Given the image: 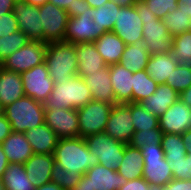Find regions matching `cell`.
Segmentation results:
<instances>
[{
    "label": "cell",
    "mask_w": 191,
    "mask_h": 190,
    "mask_svg": "<svg viewBox=\"0 0 191 190\" xmlns=\"http://www.w3.org/2000/svg\"><path fill=\"white\" fill-rule=\"evenodd\" d=\"M55 163L66 172L85 174L92 166L98 165V157L90 153L85 138H60L53 153Z\"/></svg>",
    "instance_id": "cell-1"
},
{
    "label": "cell",
    "mask_w": 191,
    "mask_h": 190,
    "mask_svg": "<svg viewBox=\"0 0 191 190\" xmlns=\"http://www.w3.org/2000/svg\"><path fill=\"white\" fill-rule=\"evenodd\" d=\"M44 62L54 84L68 81L77 75L76 44L63 41L47 43Z\"/></svg>",
    "instance_id": "cell-2"
},
{
    "label": "cell",
    "mask_w": 191,
    "mask_h": 190,
    "mask_svg": "<svg viewBox=\"0 0 191 190\" xmlns=\"http://www.w3.org/2000/svg\"><path fill=\"white\" fill-rule=\"evenodd\" d=\"M135 7L143 22V43L150 55L169 53L173 49V37L164 22L158 19L149 8L139 0Z\"/></svg>",
    "instance_id": "cell-3"
},
{
    "label": "cell",
    "mask_w": 191,
    "mask_h": 190,
    "mask_svg": "<svg viewBox=\"0 0 191 190\" xmlns=\"http://www.w3.org/2000/svg\"><path fill=\"white\" fill-rule=\"evenodd\" d=\"M92 100V94L85 80L74 75L61 84H54L44 108L80 109Z\"/></svg>",
    "instance_id": "cell-4"
},
{
    "label": "cell",
    "mask_w": 191,
    "mask_h": 190,
    "mask_svg": "<svg viewBox=\"0 0 191 190\" xmlns=\"http://www.w3.org/2000/svg\"><path fill=\"white\" fill-rule=\"evenodd\" d=\"M3 115L10 122L13 132L24 133L28 129L45 123L44 104L35 101L29 96H23L19 100L3 107Z\"/></svg>",
    "instance_id": "cell-5"
},
{
    "label": "cell",
    "mask_w": 191,
    "mask_h": 190,
    "mask_svg": "<svg viewBox=\"0 0 191 190\" xmlns=\"http://www.w3.org/2000/svg\"><path fill=\"white\" fill-rule=\"evenodd\" d=\"M143 157V178L158 190L173 179V173L165 159L162 145H145Z\"/></svg>",
    "instance_id": "cell-6"
},
{
    "label": "cell",
    "mask_w": 191,
    "mask_h": 190,
    "mask_svg": "<svg viewBox=\"0 0 191 190\" xmlns=\"http://www.w3.org/2000/svg\"><path fill=\"white\" fill-rule=\"evenodd\" d=\"M90 153L98 157L99 164L117 170L124 157L125 143L111 138L104 132L85 138Z\"/></svg>",
    "instance_id": "cell-7"
},
{
    "label": "cell",
    "mask_w": 191,
    "mask_h": 190,
    "mask_svg": "<svg viewBox=\"0 0 191 190\" xmlns=\"http://www.w3.org/2000/svg\"><path fill=\"white\" fill-rule=\"evenodd\" d=\"M113 106L110 103L91 100L82 108L77 109L79 137L86 138L89 135L104 132Z\"/></svg>",
    "instance_id": "cell-8"
},
{
    "label": "cell",
    "mask_w": 191,
    "mask_h": 190,
    "mask_svg": "<svg viewBox=\"0 0 191 190\" xmlns=\"http://www.w3.org/2000/svg\"><path fill=\"white\" fill-rule=\"evenodd\" d=\"M47 43L29 41L25 46L8 56L1 67L17 73H22L44 63Z\"/></svg>",
    "instance_id": "cell-9"
},
{
    "label": "cell",
    "mask_w": 191,
    "mask_h": 190,
    "mask_svg": "<svg viewBox=\"0 0 191 190\" xmlns=\"http://www.w3.org/2000/svg\"><path fill=\"white\" fill-rule=\"evenodd\" d=\"M126 181L117 170L98 164L87 170L71 190H119Z\"/></svg>",
    "instance_id": "cell-10"
},
{
    "label": "cell",
    "mask_w": 191,
    "mask_h": 190,
    "mask_svg": "<svg viewBox=\"0 0 191 190\" xmlns=\"http://www.w3.org/2000/svg\"><path fill=\"white\" fill-rule=\"evenodd\" d=\"M92 14L93 8H88L87 12L77 17H69L63 42L73 44L95 42L103 35L105 31L99 30L97 23L93 21Z\"/></svg>",
    "instance_id": "cell-11"
},
{
    "label": "cell",
    "mask_w": 191,
    "mask_h": 190,
    "mask_svg": "<svg viewBox=\"0 0 191 190\" xmlns=\"http://www.w3.org/2000/svg\"><path fill=\"white\" fill-rule=\"evenodd\" d=\"M39 12L44 43L63 41L69 21L67 11L47 2L39 6Z\"/></svg>",
    "instance_id": "cell-12"
},
{
    "label": "cell",
    "mask_w": 191,
    "mask_h": 190,
    "mask_svg": "<svg viewBox=\"0 0 191 190\" xmlns=\"http://www.w3.org/2000/svg\"><path fill=\"white\" fill-rule=\"evenodd\" d=\"M21 77L25 96L41 103L48 99L53 90L54 81L49 75L45 62L22 72Z\"/></svg>",
    "instance_id": "cell-13"
},
{
    "label": "cell",
    "mask_w": 191,
    "mask_h": 190,
    "mask_svg": "<svg viewBox=\"0 0 191 190\" xmlns=\"http://www.w3.org/2000/svg\"><path fill=\"white\" fill-rule=\"evenodd\" d=\"M135 128L132 122L130 103H117L111 109L104 133L122 143L129 144Z\"/></svg>",
    "instance_id": "cell-14"
},
{
    "label": "cell",
    "mask_w": 191,
    "mask_h": 190,
    "mask_svg": "<svg viewBox=\"0 0 191 190\" xmlns=\"http://www.w3.org/2000/svg\"><path fill=\"white\" fill-rule=\"evenodd\" d=\"M44 120L59 139L79 137L77 109L45 108Z\"/></svg>",
    "instance_id": "cell-15"
},
{
    "label": "cell",
    "mask_w": 191,
    "mask_h": 190,
    "mask_svg": "<svg viewBox=\"0 0 191 190\" xmlns=\"http://www.w3.org/2000/svg\"><path fill=\"white\" fill-rule=\"evenodd\" d=\"M142 26L143 22L138 15L135 5H133L119 9L112 32L120 37L125 45H131L137 40L143 39Z\"/></svg>",
    "instance_id": "cell-16"
},
{
    "label": "cell",
    "mask_w": 191,
    "mask_h": 190,
    "mask_svg": "<svg viewBox=\"0 0 191 190\" xmlns=\"http://www.w3.org/2000/svg\"><path fill=\"white\" fill-rule=\"evenodd\" d=\"M13 13L18 22L19 31L27 35L30 41L44 42L43 27L39 18V6H33L25 2H15Z\"/></svg>",
    "instance_id": "cell-17"
},
{
    "label": "cell",
    "mask_w": 191,
    "mask_h": 190,
    "mask_svg": "<svg viewBox=\"0 0 191 190\" xmlns=\"http://www.w3.org/2000/svg\"><path fill=\"white\" fill-rule=\"evenodd\" d=\"M191 108L179 98L158 118L163 133L181 135L189 129Z\"/></svg>",
    "instance_id": "cell-18"
},
{
    "label": "cell",
    "mask_w": 191,
    "mask_h": 190,
    "mask_svg": "<svg viewBox=\"0 0 191 190\" xmlns=\"http://www.w3.org/2000/svg\"><path fill=\"white\" fill-rule=\"evenodd\" d=\"M53 154H33L25 163L24 169L34 187H40L51 181Z\"/></svg>",
    "instance_id": "cell-19"
},
{
    "label": "cell",
    "mask_w": 191,
    "mask_h": 190,
    "mask_svg": "<svg viewBox=\"0 0 191 190\" xmlns=\"http://www.w3.org/2000/svg\"><path fill=\"white\" fill-rule=\"evenodd\" d=\"M76 57L78 76H90L98 70H103L107 67L94 42L76 44Z\"/></svg>",
    "instance_id": "cell-20"
},
{
    "label": "cell",
    "mask_w": 191,
    "mask_h": 190,
    "mask_svg": "<svg viewBox=\"0 0 191 190\" xmlns=\"http://www.w3.org/2000/svg\"><path fill=\"white\" fill-rule=\"evenodd\" d=\"M80 77H82L88 85L92 94V100L102 101L113 105L117 104L110 80L109 66L103 70H98L90 76Z\"/></svg>",
    "instance_id": "cell-21"
},
{
    "label": "cell",
    "mask_w": 191,
    "mask_h": 190,
    "mask_svg": "<svg viewBox=\"0 0 191 190\" xmlns=\"http://www.w3.org/2000/svg\"><path fill=\"white\" fill-rule=\"evenodd\" d=\"M109 71L116 103H132L133 72L119 63L110 65Z\"/></svg>",
    "instance_id": "cell-22"
},
{
    "label": "cell",
    "mask_w": 191,
    "mask_h": 190,
    "mask_svg": "<svg viewBox=\"0 0 191 190\" xmlns=\"http://www.w3.org/2000/svg\"><path fill=\"white\" fill-rule=\"evenodd\" d=\"M34 154H53L58 137L45 123L24 132Z\"/></svg>",
    "instance_id": "cell-23"
},
{
    "label": "cell",
    "mask_w": 191,
    "mask_h": 190,
    "mask_svg": "<svg viewBox=\"0 0 191 190\" xmlns=\"http://www.w3.org/2000/svg\"><path fill=\"white\" fill-rule=\"evenodd\" d=\"M25 96L21 73L0 66V105L5 107Z\"/></svg>",
    "instance_id": "cell-24"
},
{
    "label": "cell",
    "mask_w": 191,
    "mask_h": 190,
    "mask_svg": "<svg viewBox=\"0 0 191 190\" xmlns=\"http://www.w3.org/2000/svg\"><path fill=\"white\" fill-rule=\"evenodd\" d=\"M1 146L7 155L9 164H24L34 154L25 134L20 132L12 131L1 143Z\"/></svg>",
    "instance_id": "cell-25"
},
{
    "label": "cell",
    "mask_w": 191,
    "mask_h": 190,
    "mask_svg": "<svg viewBox=\"0 0 191 190\" xmlns=\"http://www.w3.org/2000/svg\"><path fill=\"white\" fill-rule=\"evenodd\" d=\"M178 98L179 93L169 85L159 84L156 91L140 103L145 110L159 118Z\"/></svg>",
    "instance_id": "cell-26"
},
{
    "label": "cell",
    "mask_w": 191,
    "mask_h": 190,
    "mask_svg": "<svg viewBox=\"0 0 191 190\" xmlns=\"http://www.w3.org/2000/svg\"><path fill=\"white\" fill-rule=\"evenodd\" d=\"M94 43L97 51L105 60L107 66L120 62L124 52L125 43L114 32H105Z\"/></svg>",
    "instance_id": "cell-27"
},
{
    "label": "cell",
    "mask_w": 191,
    "mask_h": 190,
    "mask_svg": "<svg viewBox=\"0 0 191 190\" xmlns=\"http://www.w3.org/2000/svg\"><path fill=\"white\" fill-rule=\"evenodd\" d=\"M178 63L172 58L171 53L150 55L146 71L158 84H166V79L172 74Z\"/></svg>",
    "instance_id": "cell-28"
},
{
    "label": "cell",
    "mask_w": 191,
    "mask_h": 190,
    "mask_svg": "<svg viewBox=\"0 0 191 190\" xmlns=\"http://www.w3.org/2000/svg\"><path fill=\"white\" fill-rule=\"evenodd\" d=\"M150 54L143 40H137L134 44L125 45L119 64L133 73L146 70Z\"/></svg>",
    "instance_id": "cell-29"
},
{
    "label": "cell",
    "mask_w": 191,
    "mask_h": 190,
    "mask_svg": "<svg viewBox=\"0 0 191 190\" xmlns=\"http://www.w3.org/2000/svg\"><path fill=\"white\" fill-rule=\"evenodd\" d=\"M117 172L127 181L143 177V157L141 150L126 144L124 157Z\"/></svg>",
    "instance_id": "cell-30"
},
{
    "label": "cell",
    "mask_w": 191,
    "mask_h": 190,
    "mask_svg": "<svg viewBox=\"0 0 191 190\" xmlns=\"http://www.w3.org/2000/svg\"><path fill=\"white\" fill-rule=\"evenodd\" d=\"M0 180L5 190H35L21 163L9 164Z\"/></svg>",
    "instance_id": "cell-31"
},
{
    "label": "cell",
    "mask_w": 191,
    "mask_h": 190,
    "mask_svg": "<svg viewBox=\"0 0 191 190\" xmlns=\"http://www.w3.org/2000/svg\"><path fill=\"white\" fill-rule=\"evenodd\" d=\"M158 85L146 70L133 73L132 103L144 101L156 91Z\"/></svg>",
    "instance_id": "cell-32"
},
{
    "label": "cell",
    "mask_w": 191,
    "mask_h": 190,
    "mask_svg": "<svg viewBox=\"0 0 191 190\" xmlns=\"http://www.w3.org/2000/svg\"><path fill=\"white\" fill-rule=\"evenodd\" d=\"M162 21L173 38L185 31L191 30V17L183 9V4L178 5L176 10L168 12Z\"/></svg>",
    "instance_id": "cell-33"
},
{
    "label": "cell",
    "mask_w": 191,
    "mask_h": 190,
    "mask_svg": "<svg viewBox=\"0 0 191 190\" xmlns=\"http://www.w3.org/2000/svg\"><path fill=\"white\" fill-rule=\"evenodd\" d=\"M121 7L113 2H106L98 8H93V21L97 23L99 30L112 31Z\"/></svg>",
    "instance_id": "cell-34"
},
{
    "label": "cell",
    "mask_w": 191,
    "mask_h": 190,
    "mask_svg": "<svg viewBox=\"0 0 191 190\" xmlns=\"http://www.w3.org/2000/svg\"><path fill=\"white\" fill-rule=\"evenodd\" d=\"M170 53L178 64L191 68V30L173 38V49Z\"/></svg>",
    "instance_id": "cell-35"
},
{
    "label": "cell",
    "mask_w": 191,
    "mask_h": 190,
    "mask_svg": "<svg viewBox=\"0 0 191 190\" xmlns=\"http://www.w3.org/2000/svg\"><path fill=\"white\" fill-rule=\"evenodd\" d=\"M130 110L135 131L160 129L158 117L145 110L141 103H130Z\"/></svg>",
    "instance_id": "cell-36"
},
{
    "label": "cell",
    "mask_w": 191,
    "mask_h": 190,
    "mask_svg": "<svg viewBox=\"0 0 191 190\" xmlns=\"http://www.w3.org/2000/svg\"><path fill=\"white\" fill-rule=\"evenodd\" d=\"M29 41L27 35L19 30L10 35L0 37V64Z\"/></svg>",
    "instance_id": "cell-37"
},
{
    "label": "cell",
    "mask_w": 191,
    "mask_h": 190,
    "mask_svg": "<svg viewBox=\"0 0 191 190\" xmlns=\"http://www.w3.org/2000/svg\"><path fill=\"white\" fill-rule=\"evenodd\" d=\"M165 159H177L187 156V150L182 135L164 133L161 142Z\"/></svg>",
    "instance_id": "cell-38"
},
{
    "label": "cell",
    "mask_w": 191,
    "mask_h": 190,
    "mask_svg": "<svg viewBox=\"0 0 191 190\" xmlns=\"http://www.w3.org/2000/svg\"><path fill=\"white\" fill-rule=\"evenodd\" d=\"M83 174L66 172L59 164L54 163L51 172V181L64 190H71L81 180Z\"/></svg>",
    "instance_id": "cell-39"
},
{
    "label": "cell",
    "mask_w": 191,
    "mask_h": 190,
    "mask_svg": "<svg viewBox=\"0 0 191 190\" xmlns=\"http://www.w3.org/2000/svg\"><path fill=\"white\" fill-rule=\"evenodd\" d=\"M166 84L180 94L191 85V68L188 69L178 64L166 79Z\"/></svg>",
    "instance_id": "cell-40"
},
{
    "label": "cell",
    "mask_w": 191,
    "mask_h": 190,
    "mask_svg": "<svg viewBox=\"0 0 191 190\" xmlns=\"http://www.w3.org/2000/svg\"><path fill=\"white\" fill-rule=\"evenodd\" d=\"M163 134L161 129L135 131L129 144L138 149L145 145H161Z\"/></svg>",
    "instance_id": "cell-41"
},
{
    "label": "cell",
    "mask_w": 191,
    "mask_h": 190,
    "mask_svg": "<svg viewBox=\"0 0 191 190\" xmlns=\"http://www.w3.org/2000/svg\"><path fill=\"white\" fill-rule=\"evenodd\" d=\"M173 173V179L191 180V153L177 159H166Z\"/></svg>",
    "instance_id": "cell-42"
},
{
    "label": "cell",
    "mask_w": 191,
    "mask_h": 190,
    "mask_svg": "<svg viewBox=\"0 0 191 190\" xmlns=\"http://www.w3.org/2000/svg\"><path fill=\"white\" fill-rule=\"evenodd\" d=\"M155 16L162 20L168 12L178 8L177 0H141Z\"/></svg>",
    "instance_id": "cell-43"
},
{
    "label": "cell",
    "mask_w": 191,
    "mask_h": 190,
    "mask_svg": "<svg viewBox=\"0 0 191 190\" xmlns=\"http://www.w3.org/2000/svg\"><path fill=\"white\" fill-rule=\"evenodd\" d=\"M18 22L13 12L0 15V37L17 32Z\"/></svg>",
    "instance_id": "cell-44"
},
{
    "label": "cell",
    "mask_w": 191,
    "mask_h": 190,
    "mask_svg": "<svg viewBox=\"0 0 191 190\" xmlns=\"http://www.w3.org/2000/svg\"><path fill=\"white\" fill-rule=\"evenodd\" d=\"M119 190H158L155 186L150 185L143 177L126 181Z\"/></svg>",
    "instance_id": "cell-45"
},
{
    "label": "cell",
    "mask_w": 191,
    "mask_h": 190,
    "mask_svg": "<svg viewBox=\"0 0 191 190\" xmlns=\"http://www.w3.org/2000/svg\"><path fill=\"white\" fill-rule=\"evenodd\" d=\"M159 190H191V180L172 179L168 184Z\"/></svg>",
    "instance_id": "cell-46"
},
{
    "label": "cell",
    "mask_w": 191,
    "mask_h": 190,
    "mask_svg": "<svg viewBox=\"0 0 191 190\" xmlns=\"http://www.w3.org/2000/svg\"><path fill=\"white\" fill-rule=\"evenodd\" d=\"M88 8H91V6L85 0H76L73 7H67L66 11L69 17H77L87 12Z\"/></svg>",
    "instance_id": "cell-47"
},
{
    "label": "cell",
    "mask_w": 191,
    "mask_h": 190,
    "mask_svg": "<svg viewBox=\"0 0 191 190\" xmlns=\"http://www.w3.org/2000/svg\"><path fill=\"white\" fill-rule=\"evenodd\" d=\"M12 132L10 122L7 118L1 114L0 115V144L5 140V138Z\"/></svg>",
    "instance_id": "cell-48"
},
{
    "label": "cell",
    "mask_w": 191,
    "mask_h": 190,
    "mask_svg": "<svg viewBox=\"0 0 191 190\" xmlns=\"http://www.w3.org/2000/svg\"><path fill=\"white\" fill-rule=\"evenodd\" d=\"M14 0H0V15L13 12Z\"/></svg>",
    "instance_id": "cell-49"
},
{
    "label": "cell",
    "mask_w": 191,
    "mask_h": 190,
    "mask_svg": "<svg viewBox=\"0 0 191 190\" xmlns=\"http://www.w3.org/2000/svg\"><path fill=\"white\" fill-rule=\"evenodd\" d=\"M8 166H9V160L0 144V178L4 174V171L6 170Z\"/></svg>",
    "instance_id": "cell-50"
},
{
    "label": "cell",
    "mask_w": 191,
    "mask_h": 190,
    "mask_svg": "<svg viewBox=\"0 0 191 190\" xmlns=\"http://www.w3.org/2000/svg\"><path fill=\"white\" fill-rule=\"evenodd\" d=\"M48 2L66 10L67 7H73L76 0H48Z\"/></svg>",
    "instance_id": "cell-51"
},
{
    "label": "cell",
    "mask_w": 191,
    "mask_h": 190,
    "mask_svg": "<svg viewBox=\"0 0 191 190\" xmlns=\"http://www.w3.org/2000/svg\"><path fill=\"white\" fill-rule=\"evenodd\" d=\"M179 99L191 108V85L179 94Z\"/></svg>",
    "instance_id": "cell-52"
},
{
    "label": "cell",
    "mask_w": 191,
    "mask_h": 190,
    "mask_svg": "<svg viewBox=\"0 0 191 190\" xmlns=\"http://www.w3.org/2000/svg\"><path fill=\"white\" fill-rule=\"evenodd\" d=\"M181 135L185 143L187 153H191V129L186 130Z\"/></svg>",
    "instance_id": "cell-53"
},
{
    "label": "cell",
    "mask_w": 191,
    "mask_h": 190,
    "mask_svg": "<svg viewBox=\"0 0 191 190\" xmlns=\"http://www.w3.org/2000/svg\"><path fill=\"white\" fill-rule=\"evenodd\" d=\"M35 190H64L59 185L53 183L52 181L43 184L40 187H36Z\"/></svg>",
    "instance_id": "cell-54"
},
{
    "label": "cell",
    "mask_w": 191,
    "mask_h": 190,
    "mask_svg": "<svg viewBox=\"0 0 191 190\" xmlns=\"http://www.w3.org/2000/svg\"><path fill=\"white\" fill-rule=\"evenodd\" d=\"M117 3L121 8L135 5L139 0H111Z\"/></svg>",
    "instance_id": "cell-55"
},
{
    "label": "cell",
    "mask_w": 191,
    "mask_h": 190,
    "mask_svg": "<svg viewBox=\"0 0 191 190\" xmlns=\"http://www.w3.org/2000/svg\"><path fill=\"white\" fill-rule=\"evenodd\" d=\"M178 5L183 4V9L191 17V0H177Z\"/></svg>",
    "instance_id": "cell-56"
},
{
    "label": "cell",
    "mask_w": 191,
    "mask_h": 190,
    "mask_svg": "<svg viewBox=\"0 0 191 190\" xmlns=\"http://www.w3.org/2000/svg\"><path fill=\"white\" fill-rule=\"evenodd\" d=\"M91 8H98L104 5L106 2H109L110 0H85Z\"/></svg>",
    "instance_id": "cell-57"
},
{
    "label": "cell",
    "mask_w": 191,
    "mask_h": 190,
    "mask_svg": "<svg viewBox=\"0 0 191 190\" xmlns=\"http://www.w3.org/2000/svg\"><path fill=\"white\" fill-rule=\"evenodd\" d=\"M26 4H31L33 6H42L45 3L48 2V0H25L24 1Z\"/></svg>",
    "instance_id": "cell-58"
},
{
    "label": "cell",
    "mask_w": 191,
    "mask_h": 190,
    "mask_svg": "<svg viewBox=\"0 0 191 190\" xmlns=\"http://www.w3.org/2000/svg\"><path fill=\"white\" fill-rule=\"evenodd\" d=\"M0 190H5L3 184L1 183V180H0Z\"/></svg>",
    "instance_id": "cell-59"
},
{
    "label": "cell",
    "mask_w": 191,
    "mask_h": 190,
    "mask_svg": "<svg viewBox=\"0 0 191 190\" xmlns=\"http://www.w3.org/2000/svg\"><path fill=\"white\" fill-rule=\"evenodd\" d=\"M2 110H3V108H2L1 105H0V115L3 114V111H2Z\"/></svg>",
    "instance_id": "cell-60"
},
{
    "label": "cell",
    "mask_w": 191,
    "mask_h": 190,
    "mask_svg": "<svg viewBox=\"0 0 191 190\" xmlns=\"http://www.w3.org/2000/svg\"><path fill=\"white\" fill-rule=\"evenodd\" d=\"M15 2H24L25 0H14Z\"/></svg>",
    "instance_id": "cell-61"
}]
</instances>
